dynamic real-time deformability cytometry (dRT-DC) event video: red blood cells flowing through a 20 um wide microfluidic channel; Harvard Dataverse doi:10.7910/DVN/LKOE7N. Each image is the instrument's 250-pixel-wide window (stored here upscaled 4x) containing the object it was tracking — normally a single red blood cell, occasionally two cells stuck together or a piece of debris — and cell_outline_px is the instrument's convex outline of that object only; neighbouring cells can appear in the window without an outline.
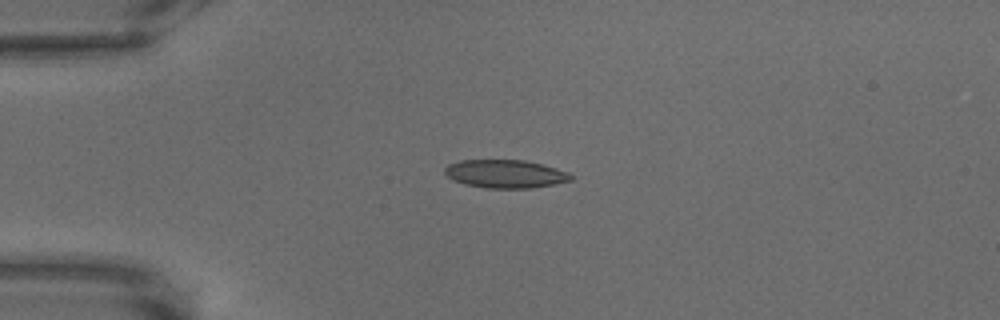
{"species": "common noctule bat (a hibernating species)", "species_latin": "Nyctalus noctula", "temperature_condition": "warm", "stored_images_in_passage": 52, "camera_frame_rate_fps": 3000, "um_per_image_px": 0.085, "animal": {"sex": "male", "body_mass_g": 18.8}, "frame": {"image": 1, "passage_image": 1, "time_ms": 0.0, "image_size_px": [1000, 320], "cell_outline_px": [[572, 180], [532, 188], [484, 188], [464, 184], [452, 180], [444, 172], [444, 168], [448, 164], [460, 160], [524, 160], [556, 168], [568, 172], [572, 176]], "centroid_in_image_um": [42.91, 14.78], "position_along_channel_um": 42.1, "area_um2": 20.69}}
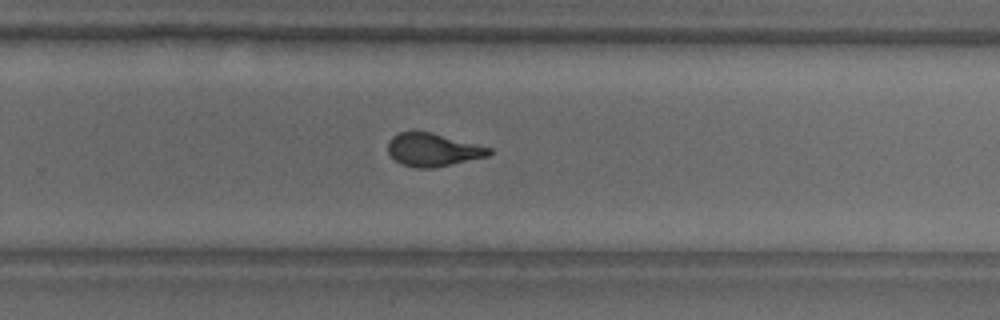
{"frame": {"image": 2, "passage_image": 29, "time_ms": 9.333, "image_size_px": [1000, 320], "cell_outline_px": [[492, 152], [488, 156], [432, 168], [416, 168], [400, 164], [388, 152], [388, 140], [392, 136], [400, 132], [432, 132], [492, 148]], "centroid_in_image_um": [36.79, 12.73], "position_along_channel_um": 293.0, "area_um2": 19.36}}
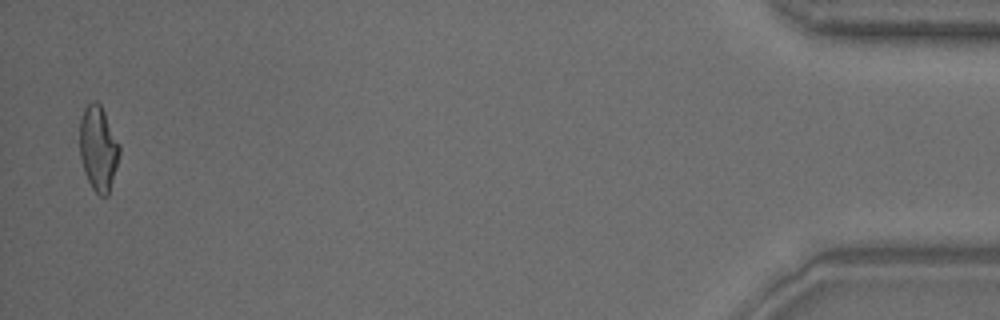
{"frame": {"image": 3, "passage_image": 51, "time_ms": 16.667, "image_size_px": [1000, 320], "cell_outline_px": [[120, 152], [116, 168], [108, 196], [100, 196], [92, 188], [84, 172], [80, 156], [80, 120], [84, 108], [92, 100], [96, 100], [100, 104], [120, 144]], "centroid_in_image_um": [8.35, 12.61], "position_along_channel_um": 426.8, "area_um2": 19.65}}